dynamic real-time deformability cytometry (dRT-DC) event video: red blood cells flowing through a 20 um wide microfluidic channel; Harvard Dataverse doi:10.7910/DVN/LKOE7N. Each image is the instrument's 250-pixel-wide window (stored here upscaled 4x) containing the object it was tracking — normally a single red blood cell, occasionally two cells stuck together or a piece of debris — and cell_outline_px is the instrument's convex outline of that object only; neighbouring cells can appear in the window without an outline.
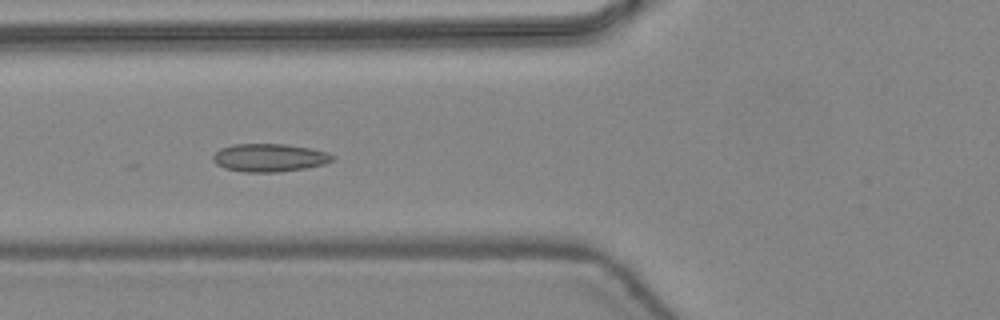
{"species": "common noctule bat (a hibernating species)", "species_latin": "Nyctalus noctula", "temperature_condition": "warm", "stored_images_in_passage": 36, "camera_frame_rate_fps": 3000, "um_per_image_px": 0.085, "animal": {"sex": "female", "body_mass_g": 24.6, "forearm_length_mm": 56.2}, "frame": {"image": 1, "passage_image": 19, "time_ms": 6.0, "image_size_px": [1000, 320], "cell_outline_px": [[332, 160], [324, 164], [304, 168], [280, 172], [244, 172], [224, 168], [216, 164], [212, 160], [212, 156], [220, 148], [232, 144], [288, 144], [312, 148], [328, 152], [332, 156]], "centroid_in_image_um": [22.87, 13.4], "position_along_channel_um": 102.9, "area_um2": 19.59}}
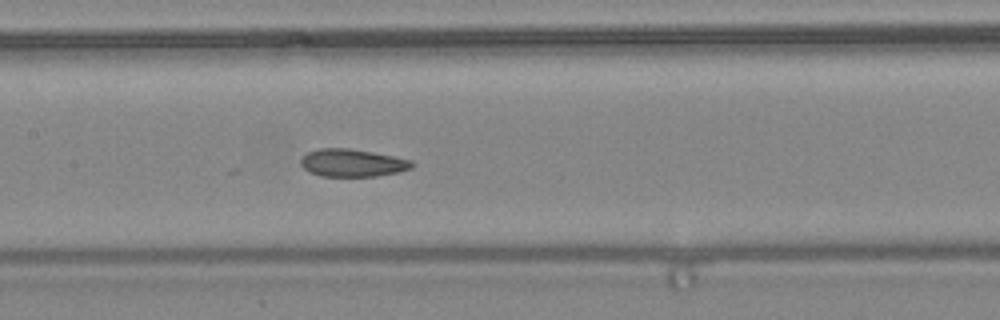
{"frame": {"image": 2, "passage_image": 24, "time_ms": 7.667, "image_size_px": [1000, 320], "cell_outline_px": [[412, 168], [400, 172], [376, 176], [320, 176], [308, 172], [300, 164], [300, 160], [308, 152], [320, 148], [348, 148], [372, 152], [412, 160]], "centroid_in_image_um": [29.93, 13.85], "position_along_channel_um": 177.5, "area_um2": 17.86}}
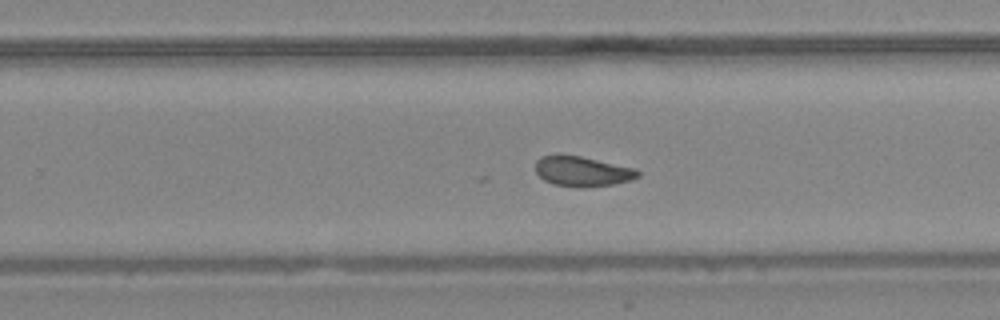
{"frame": {"image": 3, "passage_image": 31, "time_ms": 10.0, "image_size_px": [1000, 320], "cell_outline_px": [[640, 176], [632, 180], [612, 184], [580, 188], [552, 184], [544, 180], [536, 172], [536, 160], [540, 156], [556, 152], [580, 156], [636, 168], [640, 172]], "centroid_in_image_um": [49.46, 14.54], "position_along_channel_um": 280.3, "area_um2": 18.38}}